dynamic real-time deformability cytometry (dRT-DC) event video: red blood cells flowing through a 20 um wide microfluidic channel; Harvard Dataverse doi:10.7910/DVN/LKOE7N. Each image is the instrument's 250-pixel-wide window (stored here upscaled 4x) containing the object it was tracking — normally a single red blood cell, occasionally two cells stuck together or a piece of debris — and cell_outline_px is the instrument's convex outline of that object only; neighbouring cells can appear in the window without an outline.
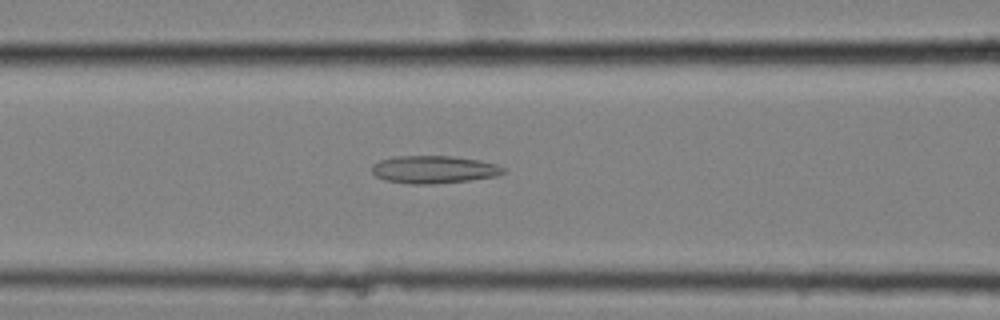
{"species": "common noctule bat (a hibernating species)", "species_latin": "Nyctalus noctula", "temperature_condition": "cold", "stored_images_in_passage": 58, "camera_frame_rate_fps": 3000, "um_per_image_px": 0.085, "animal": {"sex": "female", "body_mass_g": 25.1}, "frame": {"image": 1, "passage_image": 24, "time_ms": 7.667, "image_size_px": [1000, 320], "cell_outline_px": [[504, 172], [496, 176], [468, 180], [432, 184], [408, 184], [384, 180], [376, 176], [372, 172], [372, 164], [380, 160], [396, 156], [452, 156], [480, 160], [496, 164], [504, 168]], "centroid_in_image_um": [36.84, 14.41], "position_along_channel_um": 129.8, "area_um2": 21.15}}
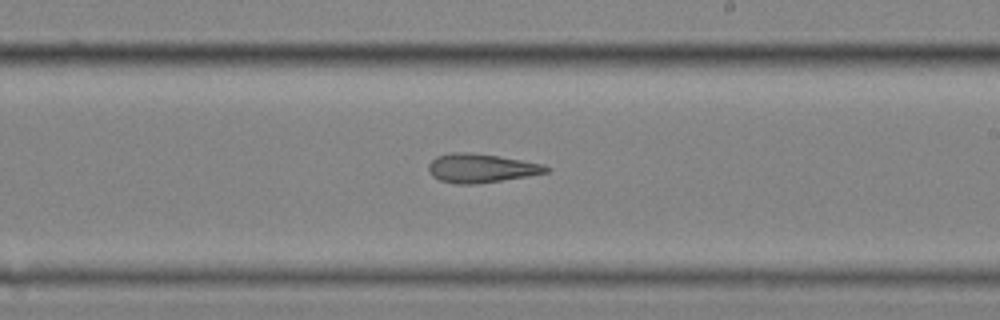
{"frame": {"image": 2, "passage_image": 34, "time_ms": 11.0, "image_size_px": [1000, 320], "cell_outline_px": [[552, 168], [548, 172], [528, 176], [476, 184], [456, 184], [440, 180], [432, 176], [428, 168], [428, 164], [436, 156], [452, 152], [468, 152], [496, 156], [544, 164]], "centroid_in_image_um": [40.89, 14.3], "position_along_channel_um": 248.1, "area_um2": 19.71}}
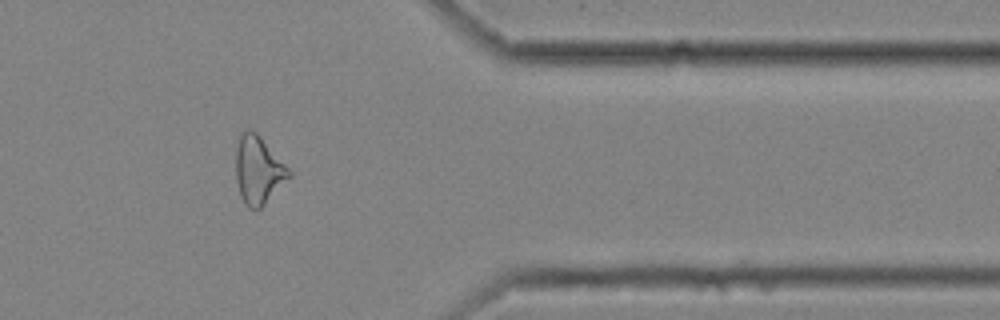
{"frame": {"image": 3, "passage_image": 47, "time_ms": 15.333, "image_size_px": [1000, 320], "cell_outline_px": [[292, 176], [260, 208], [248, 208], [244, 204], [240, 196], [236, 180], [236, 148], [240, 132], [244, 128], [248, 128], [256, 132], [260, 136], [292, 172]], "centroid_in_image_um": [21.94, 14.43], "position_along_channel_um": 389.5, "area_um2": 21.1}}